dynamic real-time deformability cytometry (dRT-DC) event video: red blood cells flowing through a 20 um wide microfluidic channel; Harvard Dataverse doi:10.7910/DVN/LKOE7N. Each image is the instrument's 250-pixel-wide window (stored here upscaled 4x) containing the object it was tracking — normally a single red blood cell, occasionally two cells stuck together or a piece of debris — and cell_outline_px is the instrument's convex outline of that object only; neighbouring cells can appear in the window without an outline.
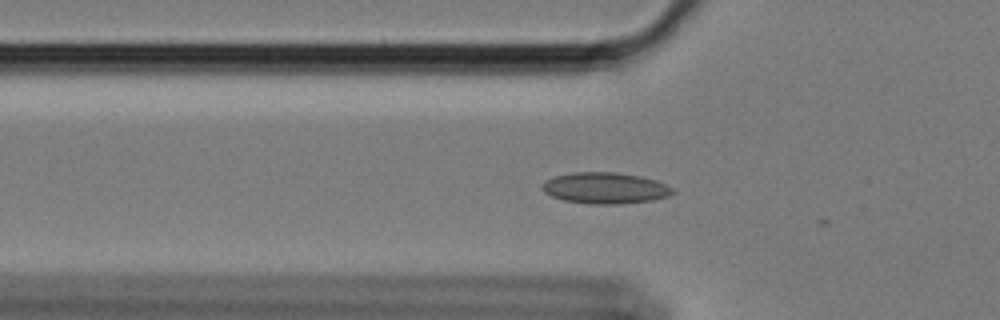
{"species": "Egyptian fruit bat (a non-hibernating species)", "species_latin": "Rousettus aegyptiacus", "temperature_condition": "cold", "stored_images_in_passage": 4, "camera_frame_rate_fps": 3000, "um_per_image_px": 0.085, "animal": {"sex": "female"}, "frame": {"image": 1, "passage_image": 3, "time_ms": 0.667, "image_size_px": [1000, 320], "cell_outline_px": [[676, 192], [668, 196], [652, 200], [620, 204], [588, 204], [564, 200], [552, 196], [544, 192], [540, 188], [540, 184], [556, 176], [576, 172], [616, 172], [640, 176], [656, 180], [672, 188]], "centroid_in_image_um": [51.43, 15.99], "position_along_channel_um": 74.4, "area_um2": 23.7}}